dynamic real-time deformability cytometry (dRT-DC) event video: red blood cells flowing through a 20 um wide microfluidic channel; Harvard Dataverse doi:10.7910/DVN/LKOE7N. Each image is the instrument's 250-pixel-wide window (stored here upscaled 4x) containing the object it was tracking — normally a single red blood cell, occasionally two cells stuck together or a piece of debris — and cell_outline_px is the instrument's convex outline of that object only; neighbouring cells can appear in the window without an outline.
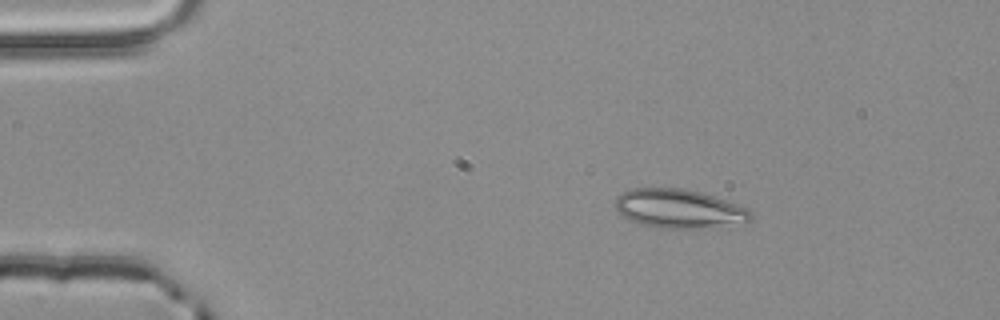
{"species": "common noctule bat (a hibernating species)", "species_latin": "Nyctalus noctula", "temperature_condition": "room temperature", "stored_images_in_passage": 4, "camera_frame_rate_fps": 3000, "um_per_image_px": 0.085, "animal": {"sex": "male", "body_mass_g": 20.4}, "frame": {"image": 1, "passage_image": 2, "time_ms": 0.333, "image_size_px": [1000, 320], "cell_outline_px": [[752, 216], [748, 220], [692, 228], [656, 228], [640, 224], [628, 220], [616, 208], [616, 196], [620, 192], [632, 188], [684, 188], [700, 192], [748, 208], [752, 212]], "centroid_in_image_um": [57.6, 17.71], "position_along_channel_um": 27.4, "area_um2": 30.06}}